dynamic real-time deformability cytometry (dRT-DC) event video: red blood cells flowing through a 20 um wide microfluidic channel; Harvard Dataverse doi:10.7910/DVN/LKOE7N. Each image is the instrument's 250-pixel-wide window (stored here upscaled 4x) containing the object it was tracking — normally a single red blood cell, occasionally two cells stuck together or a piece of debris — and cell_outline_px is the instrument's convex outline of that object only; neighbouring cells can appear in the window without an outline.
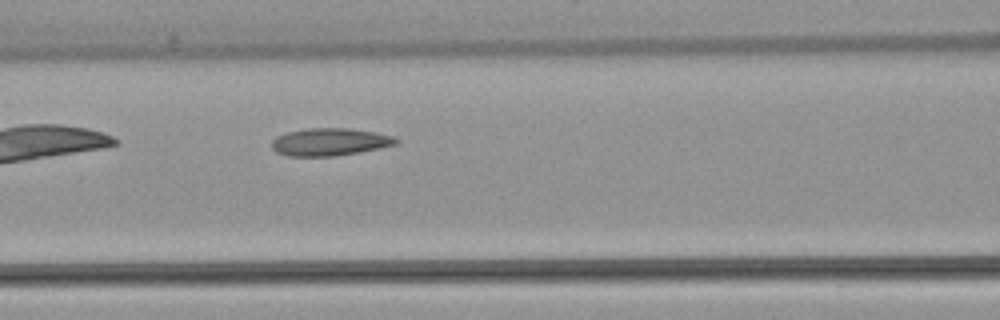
{"species": "common noctule bat (a hibernating species)", "species_latin": "Nyctalus noctula", "temperature_condition": "warm", "stored_images_in_passage": 5, "camera_frame_rate_fps": 3000, "um_per_image_px": 0.085, "animal": {"sex": "female", "body_mass_g": 22.7, "forearm_length_mm": 54.2}, "frame": {"image": 1, "passage_image": 5, "time_ms": 5.0, "image_size_px": [1000, 320], "cell_outline_px": [[400, 140], [396, 144], [380, 148], [360, 152], [336, 156], [288, 156], [276, 152], [272, 148], [272, 140], [276, 136], [288, 132], [308, 128], [348, 128], [372, 132], [392, 136]], "centroid_in_image_um": [28.01, 12.07], "position_along_channel_um": 138.6, "area_um2": 19.88}}